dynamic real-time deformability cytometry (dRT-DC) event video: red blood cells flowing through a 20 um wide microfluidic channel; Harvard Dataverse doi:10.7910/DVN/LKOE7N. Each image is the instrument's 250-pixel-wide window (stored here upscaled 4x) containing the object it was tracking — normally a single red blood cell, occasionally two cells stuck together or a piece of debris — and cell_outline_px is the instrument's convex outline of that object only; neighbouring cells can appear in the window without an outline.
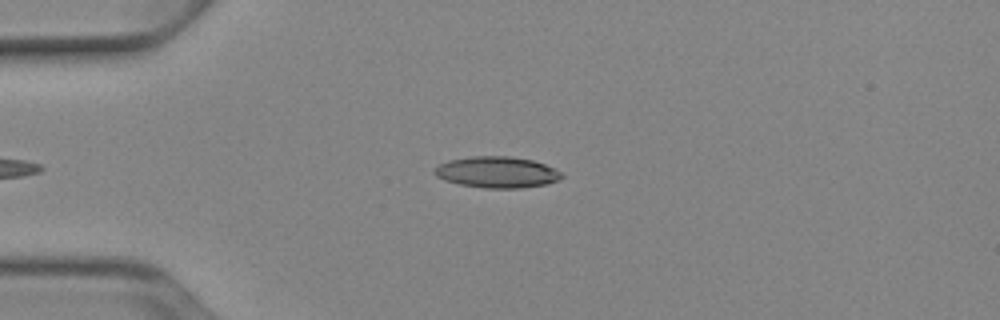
{"species": "Egyptian fruit bat (a non-hibernating species)", "species_latin": "Rousettus aegyptiacus", "temperature_condition": "cold", "stored_images_in_passage": 36, "camera_frame_rate_fps": 3000, "um_per_image_px": 0.085, "animal": {"sex": "female"}, "frame": {"image": 1, "passage_image": 2, "time_ms": 0.333, "image_size_px": [1000, 320], "cell_outline_px": [[564, 176], [548, 184], [520, 188], [484, 188], [460, 184], [444, 180], [436, 176], [432, 172], [432, 168], [448, 160], [472, 156], [512, 156], [532, 160], [544, 164], [560, 172]], "centroid_in_image_um": [42.19, 14.63], "position_along_channel_um": 42.8, "area_um2": 23.18}}
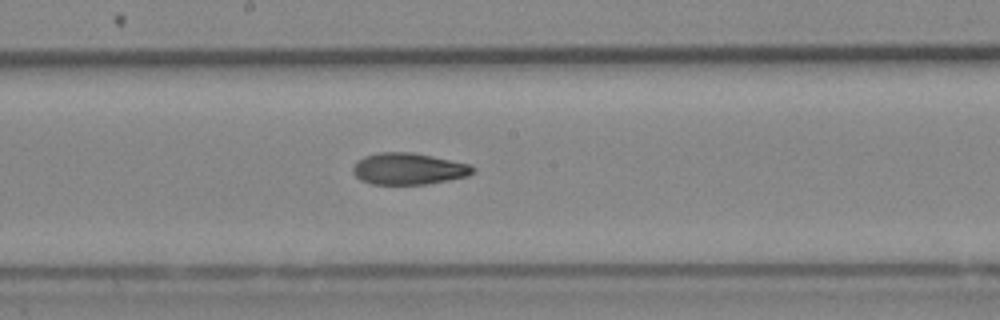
{"frame": {"image": 2, "passage_image": 17, "time_ms": 5.333, "image_size_px": [1000, 320], "cell_outline_px": [[476, 172], [468, 176], [428, 184], [372, 184], [360, 180], [352, 172], [352, 168], [356, 160], [364, 156], [380, 152], [412, 152], [432, 156], [468, 164], [476, 168]], "centroid_in_image_um": [34.71, 14.35], "position_along_channel_um": 213.5, "area_um2": 22.2}}
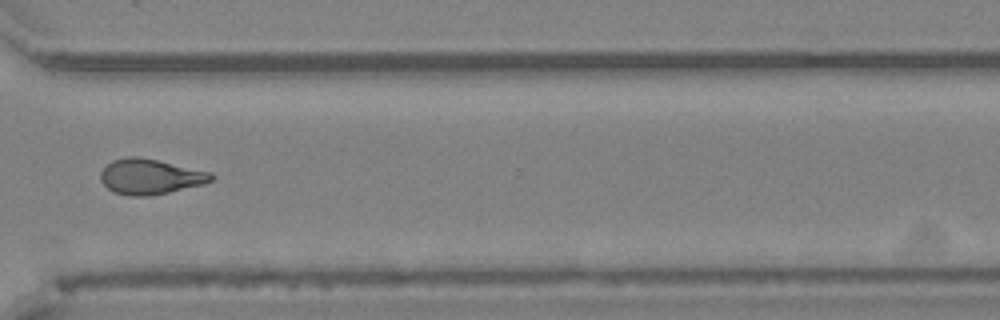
{"frame": {"image": 3, "passage_image": 28, "time_ms": 9.0, "image_size_px": [1000, 320], "cell_outline_px": [[216, 176], [212, 180], [204, 184], [168, 192], [148, 196], [128, 196], [116, 192], [108, 188], [100, 180], [100, 172], [112, 160], [128, 156], [140, 156], [212, 172]], "centroid_in_image_um": [12.78, 15.0], "position_along_channel_um": 357.8, "area_um2": 22.83}, "authors_computed_cell_mechanics": {"area_um2": 22.1952, "velocity_mm_per_s": 3.9233, "shape_relaxation_time_tau1_ms": 7.3845, "shape_relaxation_time_tau2_ms": 4.1594, "deformation_change_tau1": 0.1772, "deformation_change_tau2": 0.119}}